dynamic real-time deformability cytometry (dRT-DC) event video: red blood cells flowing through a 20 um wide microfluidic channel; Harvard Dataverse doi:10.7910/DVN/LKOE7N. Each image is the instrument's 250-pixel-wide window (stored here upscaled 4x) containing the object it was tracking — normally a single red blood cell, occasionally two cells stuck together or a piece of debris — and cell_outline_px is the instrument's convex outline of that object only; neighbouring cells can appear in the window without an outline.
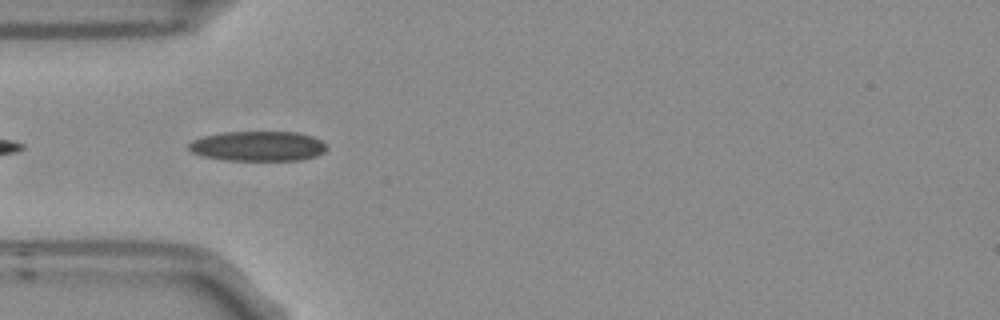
{"species": "Egyptian fruit bat (a non-hibernating species)", "species_latin": "Rousettus aegyptiacus", "temperature_condition": "room temperature", "stored_images_in_passage": 6, "camera_frame_rate_fps": 3000, "um_per_image_px": 0.085, "frame": {"image": 1, "passage_image": 5, "time_ms": 1.333, "image_size_px": [1000, 320], "cell_outline_px": [[328, 148], [324, 152], [316, 156], [300, 160], [224, 160], [204, 156], [192, 152], [188, 148], [188, 144], [192, 140], [200, 136], [224, 132], [296, 132], [312, 136], [328, 144]], "centroid_in_image_um": [21.93, 12.42], "position_along_channel_um": 63.1, "area_um2": 24.22}}